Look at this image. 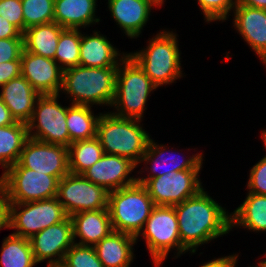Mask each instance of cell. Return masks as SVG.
Segmentation results:
<instances>
[{
	"instance_id": "6da1fadb",
	"label": "cell",
	"mask_w": 266,
	"mask_h": 267,
	"mask_svg": "<svg viewBox=\"0 0 266 267\" xmlns=\"http://www.w3.org/2000/svg\"><path fill=\"white\" fill-rule=\"evenodd\" d=\"M174 209L181 244L191 254L202 244L223 237L231 231V213L218 204L205 188L195 196L174 205Z\"/></svg>"
},
{
	"instance_id": "7a4b0ae2",
	"label": "cell",
	"mask_w": 266,
	"mask_h": 267,
	"mask_svg": "<svg viewBox=\"0 0 266 267\" xmlns=\"http://www.w3.org/2000/svg\"><path fill=\"white\" fill-rule=\"evenodd\" d=\"M117 70L118 67L80 65L65 69L60 92L69 95L73 105H106L111 108L115 97Z\"/></svg>"
},
{
	"instance_id": "3957f363",
	"label": "cell",
	"mask_w": 266,
	"mask_h": 267,
	"mask_svg": "<svg viewBox=\"0 0 266 267\" xmlns=\"http://www.w3.org/2000/svg\"><path fill=\"white\" fill-rule=\"evenodd\" d=\"M141 122L142 120L119 117L111 112L100 113L96 137L104 153L129 158L138 166L151 138Z\"/></svg>"
},
{
	"instance_id": "277c9868",
	"label": "cell",
	"mask_w": 266,
	"mask_h": 267,
	"mask_svg": "<svg viewBox=\"0 0 266 267\" xmlns=\"http://www.w3.org/2000/svg\"><path fill=\"white\" fill-rule=\"evenodd\" d=\"M177 34L161 30L142 50L128 53L159 88L183 77Z\"/></svg>"
},
{
	"instance_id": "5b68a950",
	"label": "cell",
	"mask_w": 266,
	"mask_h": 267,
	"mask_svg": "<svg viewBox=\"0 0 266 267\" xmlns=\"http://www.w3.org/2000/svg\"><path fill=\"white\" fill-rule=\"evenodd\" d=\"M158 87L128 54L119 64L116 75L115 97L112 112L119 117L143 120L150 93Z\"/></svg>"
},
{
	"instance_id": "8992f818",
	"label": "cell",
	"mask_w": 266,
	"mask_h": 267,
	"mask_svg": "<svg viewBox=\"0 0 266 267\" xmlns=\"http://www.w3.org/2000/svg\"><path fill=\"white\" fill-rule=\"evenodd\" d=\"M154 207L146 187L138 182L108 193V210L114 231L137 237Z\"/></svg>"
},
{
	"instance_id": "52a82bcc",
	"label": "cell",
	"mask_w": 266,
	"mask_h": 267,
	"mask_svg": "<svg viewBox=\"0 0 266 267\" xmlns=\"http://www.w3.org/2000/svg\"><path fill=\"white\" fill-rule=\"evenodd\" d=\"M139 236L145 239L147 249L156 267L176 248L178 258L188 252L181 244L177 215L174 206H155Z\"/></svg>"
},
{
	"instance_id": "ba28073f",
	"label": "cell",
	"mask_w": 266,
	"mask_h": 267,
	"mask_svg": "<svg viewBox=\"0 0 266 267\" xmlns=\"http://www.w3.org/2000/svg\"><path fill=\"white\" fill-rule=\"evenodd\" d=\"M59 180L52 175L22 167L18 162L3 171L0 185L9 203H26L57 196Z\"/></svg>"
},
{
	"instance_id": "9c48e42d",
	"label": "cell",
	"mask_w": 266,
	"mask_h": 267,
	"mask_svg": "<svg viewBox=\"0 0 266 267\" xmlns=\"http://www.w3.org/2000/svg\"><path fill=\"white\" fill-rule=\"evenodd\" d=\"M68 215L56 197L26 203H9L8 229L30 239L43 229L64 221Z\"/></svg>"
},
{
	"instance_id": "30bf717a",
	"label": "cell",
	"mask_w": 266,
	"mask_h": 267,
	"mask_svg": "<svg viewBox=\"0 0 266 267\" xmlns=\"http://www.w3.org/2000/svg\"><path fill=\"white\" fill-rule=\"evenodd\" d=\"M60 94L40 95L33 115L27 123L30 138L50 144L70 145L66 117L67 108L58 103Z\"/></svg>"
},
{
	"instance_id": "8fae6325",
	"label": "cell",
	"mask_w": 266,
	"mask_h": 267,
	"mask_svg": "<svg viewBox=\"0 0 266 267\" xmlns=\"http://www.w3.org/2000/svg\"><path fill=\"white\" fill-rule=\"evenodd\" d=\"M108 193L82 174L69 173L59 180L56 198L70 217L82 211L108 209Z\"/></svg>"
},
{
	"instance_id": "7c38bea8",
	"label": "cell",
	"mask_w": 266,
	"mask_h": 267,
	"mask_svg": "<svg viewBox=\"0 0 266 267\" xmlns=\"http://www.w3.org/2000/svg\"><path fill=\"white\" fill-rule=\"evenodd\" d=\"M199 174L200 170L171 171L150 178L144 186L155 206H174L195 196L204 188Z\"/></svg>"
},
{
	"instance_id": "4fadbf2b",
	"label": "cell",
	"mask_w": 266,
	"mask_h": 267,
	"mask_svg": "<svg viewBox=\"0 0 266 267\" xmlns=\"http://www.w3.org/2000/svg\"><path fill=\"white\" fill-rule=\"evenodd\" d=\"M18 163L22 167L55 176L58 180L70 173L68 147L30 137L21 151Z\"/></svg>"
},
{
	"instance_id": "5bb4252c",
	"label": "cell",
	"mask_w": 266,
	"mask_h": 267,
	"mask_svg": "<svg viewBox=\"0 0 266 267\" xmlns=\"http://www.w3.org/2000/svg\"><path fill=\"white\" fill-rule=\"evenodd\" d=\"M29 240L37 264L44 260L48 261V265L61 264L74 244L72 220L68 216L64 221L34 234Z\"/></svg>"
},
{
	"instance_id": "9a60e30c",
	"label": "cell",
	"mask_w": 266,
	"mask_h": 267,
	"mask_svg": "<svg viewBox=\"0 0 266 267\" xmlns=\"http://www.w3.org/2000/svg\"><path fill=\"white\" fill-rule=\"evenodd\" d=\"M138 166L129 158L104 154L82 175L90 182L103 186L108 192L133 185L137 177L132 174Z\"/></svg>"
},
{
	"instance_id": "2e32d148",
	"label": "cell",
	"mask_w": 266,
	"mask_h": 267,
	"mask_svg": "<svg viewBox=\"0 0 266 267\" xmlns=\"http://www.w3.org/2000/svg\"><path fill=\"white\" fill-rule=\"evenodd\" d=\"M167 149L169 148H167L166 145H159L157 144V142L150 138L146 152L142 156L140 162H145L146 167H144V170H150V172L147 171V173H149L147 174V176L137 177L138 183L144 185L150 178L159 177L171 171L177 172L181 170H201L204 157L203 153L199 152L189 157L186 156V159L183 155L180 160V155L178 156L179 158H177L175 152H170V149L168 150V152ZM168 153H170L171 156H167ZM148 164H151V168L147 166Z\"/></svg>"
},
{
	"instance_id": "e0dca14e",
	"label": "cell",
	"mask_w": 266,
	"mask_h": 267,
	"mask_svg": "<svg viewBox=\"0 0 266 267\" xmlns=\"http://www.w3.org/2000/svg\"><path fill=\"white\" fill-rule=\"evenodd\" d=\"M21 75L40 94H60L63 69L51 58L39 56L23 49Z\"/></svg>"
},
{
	"instance_id": "ac0fdd59",
	"label": "cell",
	"mask_w": 266,
	"mask_h": 267,
	"mask_svg": "<svg viewBox=\"0 0 266 267\" xmlns=\"http://www.w3.org/2000/svg\"><path fill=\"white\" fill-rule=\"evenodd\" d=\"M232 12L234 28L266 65V9L236 4Z\"/></svg>"
},
{
	"instance_id": "d6986e66",
	"label": "cell",
	"mask_w": 266,
	"mask_h": 267,
	"mask_svg": "<svg viewBox=\"0 0 266 267\" xmlns=\"http://www.w3.org/2000/svg\"><path fill=\"white\" fill-rule=\"evenodd\" d=\"M107 4L111 17L131 39L142 33L152 8L163 6L156 0H108Z\"/></svg>"
},
{
	"instance_id": "ffe728a7",
	"label": "cell",
	"mask_w": 266,
	"mask_h": 267,
	"mask_svg": "<svg viewBox=\"0 0 266 267\" xmlns=\"http://www.w3.org/2000/svg\"><path fill=\"white\" fill-rule=\"evenodd\" d=\"M128 53H119L118 48L100 31H94L93 35L82 34L80 43L79 65L83 67H118Z\"/></svg>"
},
{
	"instance_id": "44dd1931",
	"label": "cell",
	"mask_w": 266,
	"mask_h": 267,
	"mask_svg": "<svg viewBox=\"0 0 266 267\" xmlns=\"http://www.w3.org/2000/svg\"><path fill=\"white\" fill-rule=\"evenodd\" d=\"M40 94L22 75L11 79L1 87L0 98L10 110L15 121L27 124Z\"/></svg>"
},
{
	"instance_id": "7402d4cb",
	"label": "cell",
	"mask_w": 266,
	"mask_h": 267,
	"mask_svg": "<svg viewBox=\"0 0 266 267\" xmlns=\"http://www.w3.org/2000/svg\"><path fill=\"white\" fill-rule=\"evenodd\" d=\"M70 218L73 224V239L76 244L95 246L113 231L108 209L82 211ZM77 237L80 238L79 242L76 241Z\"/></svg>"
},
{
	"instance_id": "603a6c76",
	"label": "cell",
	"mask_w": 266,
	"mask_h": 267,
	"mask_svg": "<svg viewBox=\"0 0 266 267\" xmlns=\"http://www.w3.org/2000/svg\"><path fill=\"white\" fill-rule=\"evenodd\" d=\"M136 243V237L113 230L94 248L103 267H130Z\"/></svg>"
},
{
	"instance_id": "cb8c5ba5",
	"label": "cell",
	"mask_w": 266,
	"mask_h": 267,
	"mask_svg": "<svg viewBox=\"0 0 266 267\" xmlns=\"http://www.w3.org/2000/svg\"><path fill=\"white\" fill-rule=\"evenodd\" d=\"M97 0H54V22L63 28L81 29L100 22Z\"/></svg>"
},
{
	"instance_id": "d4e9b609",
	"label": "cell",
	"mask_w": 266,
	"mask_h": 267,
	"mask_svg": "<svg viewBox=\"0 0 266 267\" xmlns=\"http://www.w3.org/2000/svg\"><path fill=\"white\" fill-rule=\"evenodd\" d=\"M65 28L56 22L30 27L23 32L24 50L54 59L59 36Z\"/></svg>"
},
{
	"instance_id": "484cf974",
	"label": "cell",
	"mask_w": 266,
	"mask_h": 267,
	"mask_svg": "<svg viewBox=\"0 0 266 267\" xmlns=\"http://www.w3.org/2000/svg\"><path fill=\"white\" fill-rule=\"evenodd\" d=\"M236 226L266 232V195L247 193L243 203L231 213V231Z\"/></svg>"
},
{
	"instance_id": "4316f807",
	"label": "cell",
	"mask_w": 266,
	"mask_h": 267,
	"mask_svg": "<svg viewBox=\"0 0 266 267\" xmlns=\"http://www.w3.org/2000/svg\"><path fill=\"white\" fill-rule=\"evenodd\" d=\"M28 139L25 123L16 121L12 125L0 127V165L4 171L18 162Z\"/></svg>"
},
{
	"instance_id": "83f0119b",
	"label": "cell",
	"mask_w": 266,
	"mask_h": 267,
	"mask_svg": "<svg viewBox=\"0 0 266 267\" xmlns=\"http://www.w3.org/2000/svg\"><path fill=\"white\" fill-rule=\"evenodd\" d=\"M91 106L69 105L66 123L70 136V144L79 140L96 137L97 122L100 114L94 115Z\"/></svg>"
},
{
	"instance_id": "f1b7e54d",
	"label": "cell",
	"mask_w": 266,
	"mask_h": 267,
	"mask_svg": "<svg viewBox=\"0 0 266 267\" xmlns=\"http://www.w3.org/2000/svg\"><path fill=\"white\" fill-rule=\"evenodd\" d=\"M0 267H33L37 265L30 240L10 234L3 239Z\"/></svg>"
},
{
	"instance_id": "f546056e",
	"label": "cell",
	"mask_w": 266,
	"mask_h": 267,
	"mask_svg": "<svg viewBox=\"0 0 266 267\" xmlns=\"http://www.w3.org/2000/svg\"><path fill=\"white\" fill-rule=\"evenodd\" d=\"M97 137L72 142L68 146L69 170L73 174H82L104 155Z\"/></svg>"
},
{
	"instance_id": "4dcf8cb0",
	"label": "cell",
	"mask_w": 266,
	"mask_h": 267,
	"mask_svg": "<svg viewBox=\"0 0 266 267\" xmlns=\"http://www.w3.org/2000/svg\"><path fill=\"white\" fill-rule=\"evenodd\" d=\"M81 31L65 28L60 36L54 60L63 69L79 65Z\"/></svg>"
},
{
	"instance_id": "1f68e13d",
	"label": "cell",
	"mask_w": 266,
	"mask_h": 267,
	"mask_svg": "<svg viewBox=\"0 0 266 267\" xmlns=\"http://www.w3.org/2000/svg\"><path fill=\"white\" fill-rule=\"evenodd\" d=\"M24 31L40 24L54 22V0H21Z\"/></svg>"
},
{
	"instance_id": "d6a6232c",
	"label": "cell",
	"mask_w": 266,
	"mask_h": 267,
	"mask_svg": "<svg viewBox=\"0 0 266 267\" xmlns=\"http://www.w3.org/2000/svg\"><path fill=\"white\" fill-rule=\"evenodd\" d=\"M65 267H103L94 246L74 243L64 255Z\"/></svg>"
},
{
	"instance_id": "836d02e7",
	"label": "cell",
	"mask_w": 266,
	"mask_h": 267,
	"mask_svg": "<svg viewBox=\"0 0 266 267\" xmlns=\"http://www.w3.org/2000/svg\"><path fill=\"white\" fill-rule=\"evenodd\" d=\"M207 23L228 20L229 13L236 6V0H197Z\"/></svg>"
},
{
	"instance_id": "e575fe53",
	"label": "cell",
	"mask_w": 266,
	"mask_h": 267,
	"mask_svg": "<svg viewBox=\"0 0 266 267\" xmlns=\"http://www.w3.org/2000/svg\"><path fill=\"white\" fill-rule=\"evenodd\" d=\"M248 193L266 195V158L263 157L250 169L247 182Z\"/></svg>"
},
{
	"instance_id": "d590c367",
	"label": "cell",
	"mask_w": 266,
	"mask_h": 267,
	"mask_svg": "<svg viewBox=\"0 0 266 267\" xmlns=\"http://www.w3.org/2000/svg\"><path fill=\"white\" fill-rule=\"evenodd\" d=\"M0 15L24 32L21 0H0Z\"/></svg>"
},
{
	"instance_id": "8d00e7d4",
	"label": "cell",
	"mask_w": 266,
	"mask_h": 267,
	"mask_svg": "<svg viewBox=\"0 0 266 267\" xmlns=\"http://www.w3.org/2000/svg\"><path fill=\"white\" fill-rule=\"evenodd\" d=\"M23 38L0 39V63L21 60Z\"/></svg>"
},
{
	"instance_id": "74e56055",
	"label": "cell",
	"mask_w": 266,
	"mask_h": 267,
	"mask_svg": "<svg viewBox=\"0 0 266 267\" xmlns=\"http://www.w3.org/2000/svg\"><path fill=\"white\" fill-rule=\"evenodd\" d=\"M21 75V60L0 63V88Z\"/></svg>"
},
{
	"instance_id": "f35d334b",
	"label": "cell",
	"mask_w": 266,
	"mask_h": 267,
	"mask_svg": "<svg viewBox=\"0 0 266 267\" xmlns=\"http://www.w3.org/2000/svg\"><path fill=\"white\" fill-rule=\"evenodd\" d=\"M23 38V33L0 15V39Z\"/></svg>"
},
{
	"instance_id": "ab89813d",
	"label": "cell",
	"mask_w": 266,
	"mask_h": 267,
	"mask_svg": "<svg viewBox=\"0 0 266 267\" xmlns=\"http://www.w3.org/2000/svg\"><path fill=\"white\" fill-rule=\"evenodd\" d=\"M239 254H232L229 256H223L220 258H214L211 261H208L202 264L199 267H235L237 264Z\"/></svg>"
},
{
	"instance_id": "60d3db41",
	"label": "cell",
	"mask_w": 266,
	"mask_h": 267,
	"mask_svg": "<svg viewBox=\"0 0 266 267\" xmlns=\"http://www.w3.org/2000/svg\"><path fill=\"white\" fill-rule=\"evenodd\" d=\"M9 201L6 193L0 185V230L8 228Z\"/></svg>"
},
{
	"instance_id": "b9f144b4",
	"label": "cell",
	"mask_w": 266,
	"mask_h": 267,
	"mask_svg": "<svg viewBox=\"0 0 266 267\" xmlns=\"http://www.w3.org/2000/svg\"><path fill=\"white\" fill-rule=\"evenodd\" d=\"M16 121L12 117L10 110L4 104L3 100L0 98V127L9 126L14 124Z\"/></svg>"
},
{
	"instance_id": "7bdbcfd3",
	"label": "cell",
	"mask_w": 266,
	"mask_h": 267,
	"mask_svg": "<svg viewBox=\"0 0 266 267\" xmlns=\"http://www.w3.org/2000/svg\"><path fill=\"white\" fill-rule=\"evenodd\" d=\"M236 4H243L253 8L266 9V0H236Z\"/></svg>"
},
{
	"instance_id": "ee69618b",
	"label": "cell",
	"mask_w": 266,
	"mask_h": 267,
	"mask_svg": "<svg viewBox=\"0 0 266 267\" xmlns=\"http://www.w3.org/2000/svg\"><path fill=\"white\" fill-rule=\"evenodd\" d=\"M260 136L263 139L264 146H265V149H266V130L265 129L262 131V134ZM264 157L266 158V155Z\"/></svg>"
},
{
	"instance_id": "f6af8a7d",
	"label": "cell",
	"mask_w": 266,
	"mask_h": 267,
	"mask_svg": "<svg viewBox=\"0 0 266 267\" xmlns=\"http://www.w3.org/2000/svg\"><path fill=\"white\" fill-rule=\"evenodd\" d=\"M48 267H65L62 263L61 264H51L47 265Z\"/></svg>"
},
{
	"instance_id": "bcb514c9",
	"label": "cell",
	"mask_w": 266,
	"mask_h": 267,
	"mask_svg": "<svg viewBox=\"0 0 266 267\" xmlns=\"http://www.w3.org/2000/svg\"><path fill=\"white\" fill-rule=\"evenodd\" d=\"M258 264L260 267H266V261L264 260L263 261L261 260Z\"/></svg>"
},
{
	"instance_id": "7dc6e473",
	"label": "cell",
	"mask_w": 266,
	"mask_h": 267,
	"mask_svg": "<svg viewBox=\"0 0 266 267\" xmlns=\"http://www.w3.org/2000/svg\"><path fill=\"white\" fill-rule=\"evenodd\" d=\"M157 2H159L161 5L164 4V0H156Z\"/></svg>"
}]
</instances>
